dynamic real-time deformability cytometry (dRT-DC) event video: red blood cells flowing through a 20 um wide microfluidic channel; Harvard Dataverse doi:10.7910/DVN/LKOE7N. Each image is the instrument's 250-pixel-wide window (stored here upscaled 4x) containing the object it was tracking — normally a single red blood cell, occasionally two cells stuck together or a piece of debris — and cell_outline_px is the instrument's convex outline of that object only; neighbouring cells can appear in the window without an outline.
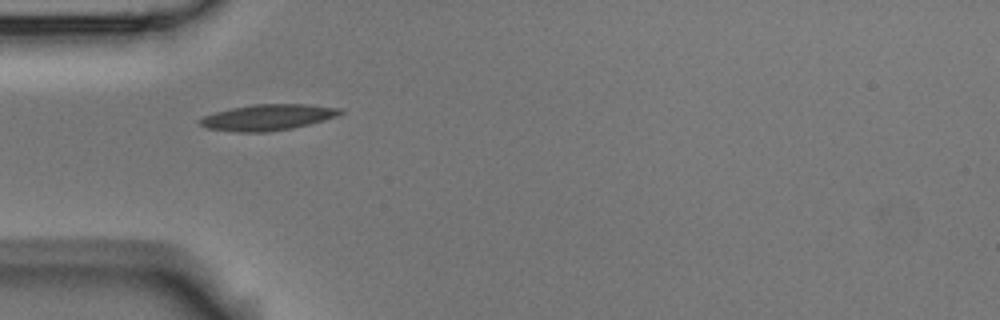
{"species": "Egyptian fruit bat (a non-hibernating species)", "species_latin": "Rousettus aegyptiacus", "temperature_condition": "room temperature", "stored_images_in_passage": 2, "camera_frame_rate_fps": 3000, "um_per_image_px": 0.085, "animal": {"sex": "male"}, "frame": {"image": 1, "passage_image": 1, "time_ms": 0.0, "image_size_px": [1000, 320], "cell_outline_px": [[344, 112], [336, 116], [324, 120], [292, 128], [268, 132], [236, 132], [204, 128], [196, 120], [204, 116], [216, 112], [232, 108], [252, 104], [308, 104], [340, 108]], "centroid_in_image_um": [22.72, 9.97], "position_along_channel_um": 62.3, "area_um2": 21.27}}
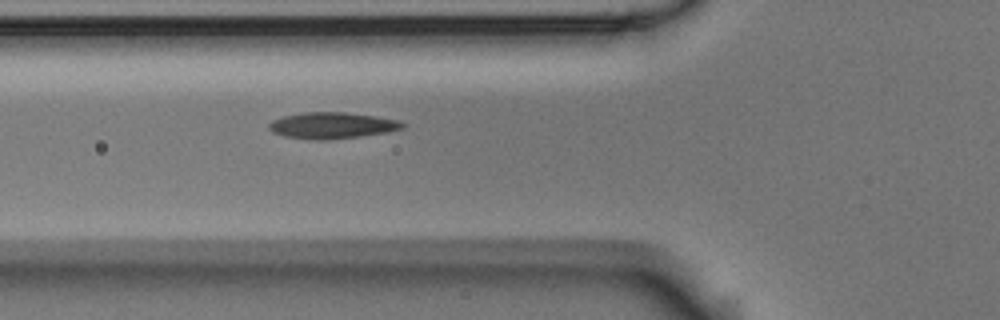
{"frame": {"image": 2, "passage_image": 2, "time_ms": 0.333, "image_size_px": [1000, 320], "cell_outline_px": [[408, 124], [404, 128], [388, 132], [360, 136], [328, 140], [316, 140], [284, 136], [272, 132], [268, 128], [268, 124], [272, 120], [284, 116], [304, 112], [344, 112], [372, 116], [396, 120]], "centroid_in_image_um": [28.21, 10.67], "position_along_channel_um": 97.6, "area_um2": 20.4}}